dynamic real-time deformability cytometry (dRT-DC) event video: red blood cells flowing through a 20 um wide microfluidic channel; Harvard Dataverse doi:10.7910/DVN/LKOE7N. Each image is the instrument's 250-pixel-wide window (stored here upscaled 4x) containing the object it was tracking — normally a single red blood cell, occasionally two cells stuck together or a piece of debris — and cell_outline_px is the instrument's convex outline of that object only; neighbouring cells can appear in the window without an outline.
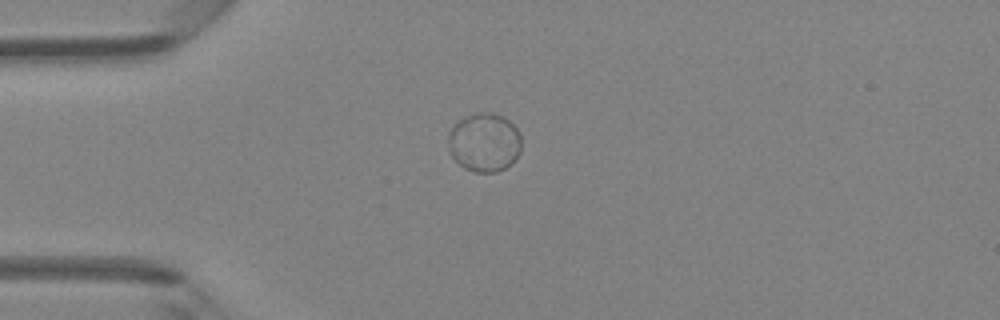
{"species": "Egyptian fruit bat (a non-hibernating species)", "species_latin": "Rousettus aegyptiacus", "temperature_condition": "room temperature", "stored_images_in_passage": 4, "camera_frame_rate_fps": 3000, "um_per_image_px": 0.085, "animal": {"sex": "female"}, "frame": {"image": 1, "passage_image": 4, "time_ms": 1.0, "image_size_px": [1000, 320], "cell_outline_px": [[520, 152], [504, 168], [496, 172], [472, 172], [464, 168], [452, 156], [448, 144], [448, 132], [460, 120], [476, 112], [492, 112], [508, 120], [520, 132]], "centroid_in_image_um": [41.15, 12.1], "position_along_channel_um": 43.8, "area_um2": 24.74}}